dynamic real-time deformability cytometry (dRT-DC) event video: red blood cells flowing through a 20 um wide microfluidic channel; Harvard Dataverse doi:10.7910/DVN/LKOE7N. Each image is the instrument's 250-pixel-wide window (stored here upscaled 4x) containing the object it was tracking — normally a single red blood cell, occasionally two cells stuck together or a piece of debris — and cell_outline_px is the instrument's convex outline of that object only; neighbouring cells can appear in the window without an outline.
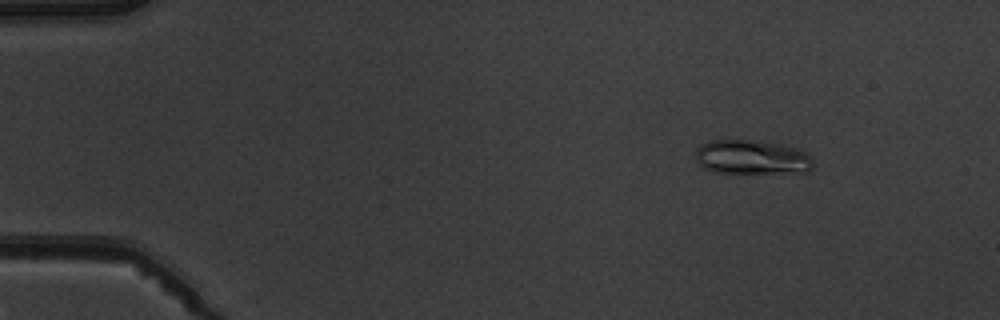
{"species": "common noctule bat (a hibernating species)", "species_latin": "Nyctalus noctula", "temperature_condition": "warm", "stored_images_in_passage": 7, "camera_frame_rate_fps": 3000, "um_per_image_px": 0.085, "animal": {"sex": "male", "body_mass_g": 19.5, "forearm_length_mm": 54.6}, "frame": {"image": 1, "passage_image": 2, "time_ms": 1.333, "image_size_px": [1000, 320], "cell_outline_px": [[812, 168], [808, 172], [712, 172], [704, 168], [696, 160], [696, 148], [700, 144], [712, 140], [748, 140], [784, 144], [808, 152], [812, 156]], "centroid_in_image_um": [63.92, 13.35], "position_along_channel_um": 21.1, "area_um2": 23.52}}
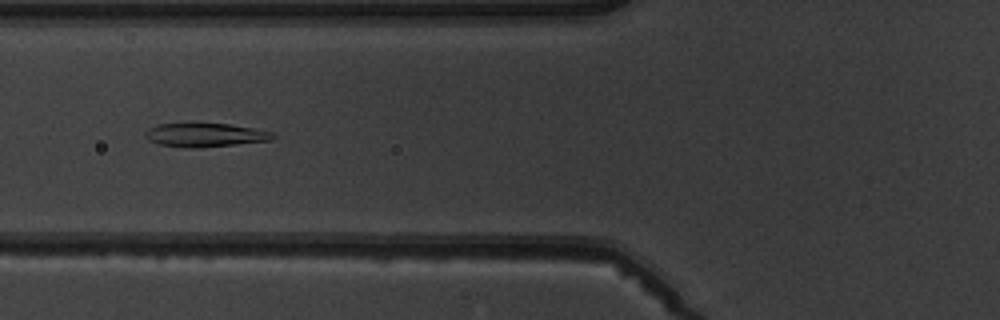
{"frame": {"image": 2, "passage_image": 6, "time_ms": 6.0, "image_size_px": [1000, 320], "cell_outline_px": [[276, 136], [272, 140], [196, 148], [184, 148], [160, 144], [148, 140], [144, 136], [144, 132], [148, 128], [160, 124], [192, 120], [228, 124], [252, 128], [272, 132]], "centroid_in_image_um": [17.35, 11.43], "position_along_channel_um": 108.4, "area_um2": 18.38}}